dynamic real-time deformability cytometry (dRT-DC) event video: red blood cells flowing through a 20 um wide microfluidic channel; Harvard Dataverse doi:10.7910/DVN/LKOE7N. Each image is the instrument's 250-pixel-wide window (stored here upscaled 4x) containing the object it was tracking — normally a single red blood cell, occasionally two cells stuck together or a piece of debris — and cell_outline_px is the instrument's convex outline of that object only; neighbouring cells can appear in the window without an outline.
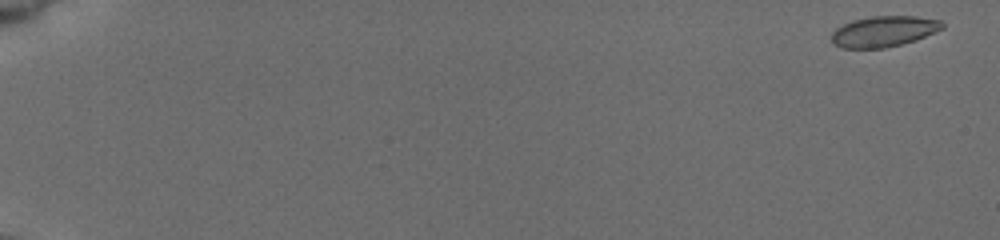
{"species": "common noctule bat (a hibernating species)", "species_latin": "Nyctalus noctula", "temperature_condition": "cold", "stored_images_in_passage": 55, "camera_frame_rate_fps": 3000, "um_per_image_px": 0.085, "animal": {"sex": "female", "body_mass_g": 19.5, "forearm_length_mm": 54.1}, "frame": {"image": 1, "passage_image": 1, "time_ms": 0.0, "image_size_px": [1000, 240], "cell_outline_px": [[944, 28], [916, 40], [884, 48], [840, 48], [832, 44], [832, 32], [836, 28], [852, 20], [872, 16], [916, 16], [940, 20], [944, 24]], "centroid_in_image_um": [75.11, 2.67], "position_along_channel_um": 9.9, "area_um2": 19.88}}
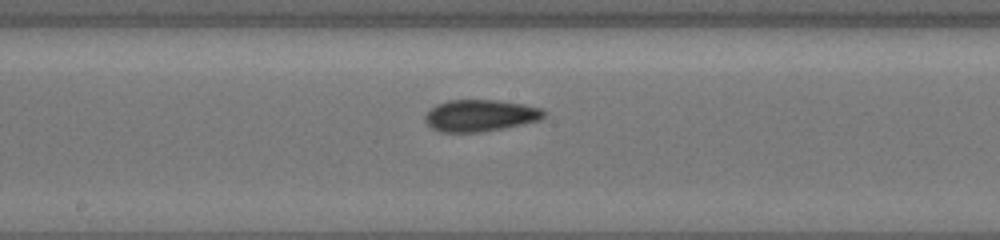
{"frame": {"image": 2, "passage_image": 32, "time_ms": 10.333, "image_size_px": [1000, 240], "cell_outline_px": [[544, 116], [540, 120], [504, 128], [480, 132], [440, 132], [432, 128], [424, 120], [424, 116], [436, 104], [448, 100], [496, 100], [524, 104], [540, 108], [544, 112]], "centroid_in_image_um": [40.8, 9.82], "position_along_channel_um": 207.4, "area_um2": 21.91}}
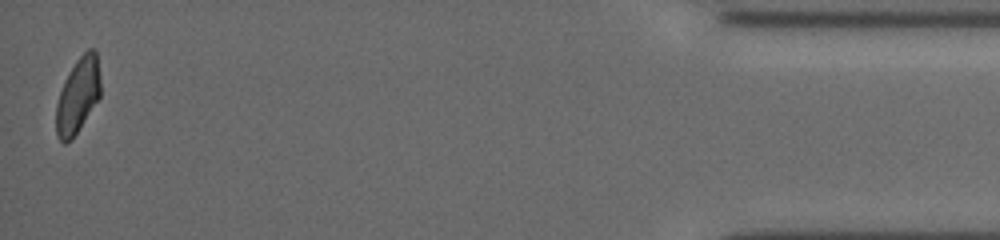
{"frame": {"image": 3, "passage_image": 55, "time_ms": 18.0, "image_size_px": [1000, 240], "cell_outline_px": [[100, 96], [72, 140], [64, 144], [60, 140], [56, 132], [56, 104], [64, 80], [68, 72], [76, 60], [88, 48], [96, 48], [100, 76]], "centroid_in_image_um": [6.62, 8.09], "position_along_channel_um": 428.6, "area_um2": 19.54}, "authors_computed_cell_mechanics": {"area_um2": 20.6924, "velocity_mm_per_s": 3.8271, "shape_relaxation_time_tau1_ms": 9.3656, "shape_relaxation_time_tau2_ms": 1.8812, "deformation_change_tau1": 0.1499, "deformation_change_tau2": 0.056}}